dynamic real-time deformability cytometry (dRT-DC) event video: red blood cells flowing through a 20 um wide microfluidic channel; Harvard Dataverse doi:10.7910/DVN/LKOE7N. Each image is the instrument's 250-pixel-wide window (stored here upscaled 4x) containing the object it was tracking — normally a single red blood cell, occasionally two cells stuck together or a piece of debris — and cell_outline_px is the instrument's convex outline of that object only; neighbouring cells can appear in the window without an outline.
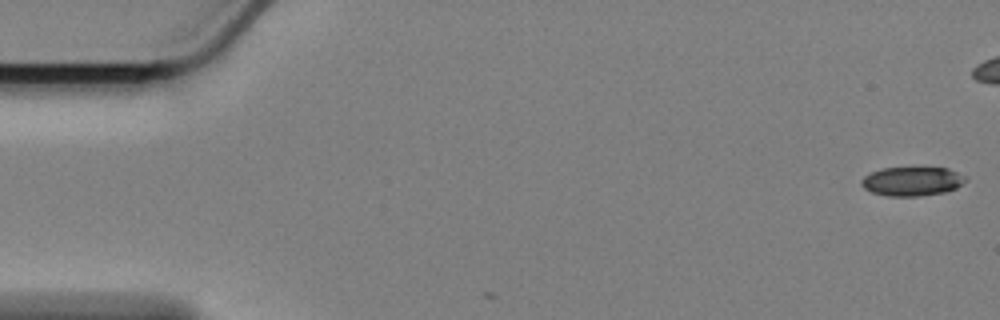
{"species": "Egyptian fruit bat (a non-hibernating species)", "species_latin": "Rousettus aegyptiacus", "temperature_condition": "cold", "stored_images_in_passage": 5, "camera_frame_rate_fps": 3000, "um_per_image_px": 0.085, "animal": {"sex": "female"}, "frame": {"image": 1, "passage_image": 1, "time_ms": 0.0, "image_size_px": [1000, 320], "cell_outline_px": [[968, 180], [956, 188], [944, 192], [920, 196], [888, 196], [872, 192], [864, 188], [860, 184], [860, 180], [864, 176], [872, 172], [884, 168], [948, 168], [964, 176]], "centroid_in_image_um": [77.52, 15.42], "position_along_channel_um": 7.5, "area_um2": 17.51}}